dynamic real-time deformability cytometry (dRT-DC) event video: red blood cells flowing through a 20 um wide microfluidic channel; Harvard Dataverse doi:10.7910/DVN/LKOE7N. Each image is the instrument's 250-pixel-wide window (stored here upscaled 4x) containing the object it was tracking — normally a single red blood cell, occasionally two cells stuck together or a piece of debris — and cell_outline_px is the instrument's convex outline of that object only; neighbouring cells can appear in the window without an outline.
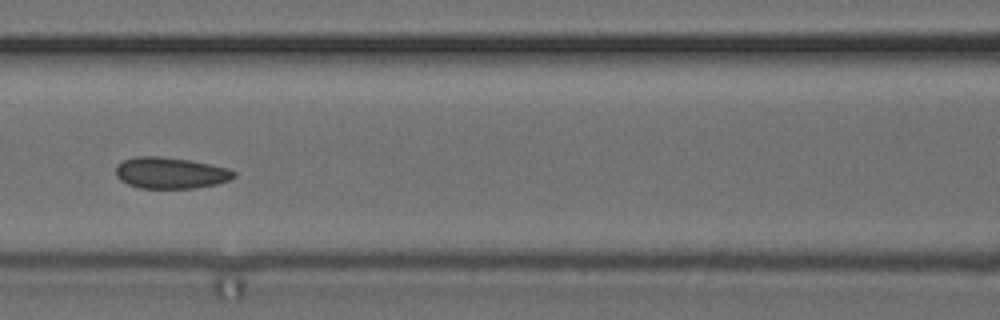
{"species": "common noctule bat (a hibernating species)", "species_latin": "Nyctalus noctula", "temperature_condition": "cold", "stored_images_in_passage": 9, "camera_frame_rate_fps": 3000, "um_per_image_px": 0.085, "animal": {"sex": "female", "body_mass_g": 24.6, "forearm_length_mm": 56.2}, "frame": {"image": 1, "passage_image": 6, "time_ms": 7.0, "image_size_px": [1000, 320], "cell_outline_px": [[236, 176], [228, 180], [216, 184], [196, 188], [140, 188], [128, 184], [120, 180], [116, 176], [116, 164], [124, 160], [136, 156], [160, 156], [188, 160], [228, 168], [236, 172]], "centroid_in_image_um": [14.47, 14.7], "position_along_channel_um": 152.1, "area_um2": 21.5}}
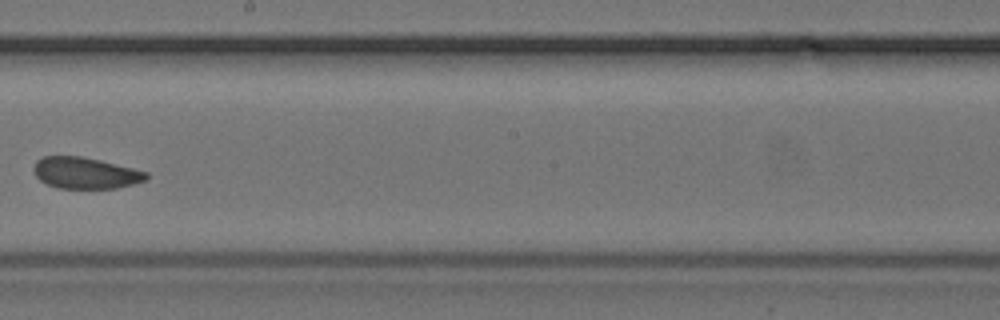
{"frame": {"image": 2, "passage_image": 8, "time_ms": 9.333, "image_size_px": [1000, 320], "cell_outline_px": [[148, 176], [144, 180], [132, 184], [116, 188], [56, 188], [40, 180], [36, 176], [32, 168], [36, 160], [44, 156], [80, 156], [100, 160], [148, 172]], "centroid_in_image_um": [7.21, 14.7], "position_along_channel_um": 241.0, "area_um2": 20.46}}
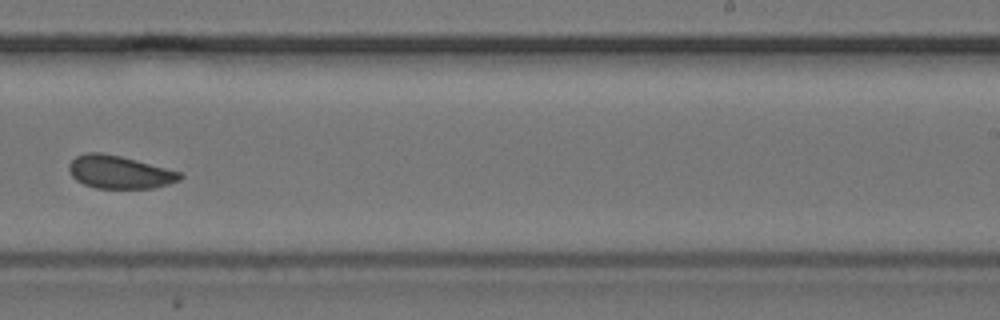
{"frame": {"image": 3, "passage_image": 9, "time_ms": 10.333, "image_size_px": [1000, 320], "cell_outline_px": [[184, 176], [180, 180], [168, 184], [152, 188], [96, 188], [84, 184], [76, 180], [72, 176], [68, 168], [68, 164], [76, 156], [88, 152], [100, 152], [120, 156], [136, 160], [180, 172]], "centroid_in_image_um": [10.13, 14.63], "position_along_channel_um": 278.9, "area_um2": 21.15}}